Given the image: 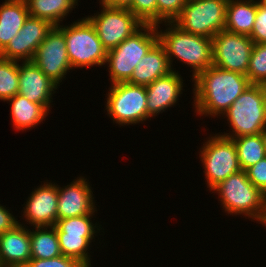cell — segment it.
<instances>
[{
	"label": "cell",
	"mask_w": 266,
	"mask_h": 267,
	"mask_svg": "<svg viewBox=\"0 0 266 267\" xmlns=\"http://www.w3.org/2000/svg\"><path fill=\"white\" fill-rule=\"evenodd\" d=\"M193 110L202 117L221 118L233 102L251 85L246 75L215 65L192 79ZM219 116V117H218Z\"/></svg>",
	"instance_id": "cell-1"
},
{
	"label": "cell",
	"mask_w": 266,
	"mask_h": 267,
	"mask_svg": "<svg viewBox=\"0 0 266 267\" xmlns=\"http://www.w3.org/2000/svg\"><path fill=\"white\" fill-rule=\"evenodd\" d=\"M161 24L165 25V29L162 30L160 24L156 25L159 42L165 48L172 71H177L173 67V60L177 59L176 61L190 67L192 80L213 65L211 38L183 31L174 22Z\"/></svg>",
	"instance_id": "cell-2"
},
{
	"label": "cell",
	"mask_w": 266,
	"mask_h": 267,
	"mask_svg": "<svg viewBox=\"0 0 266 267\" xmlns=\"http://www.w3.org/2000/svg\"><path fill=\"white\" fill-rule=\"evenodd\" d=\"M210 192L217 193L226 215L243 216L262 225L266 222V195L249 181L245 171L230 175Z\"/></svg>",
	"instance_id": "cell-3"
},
{
	"label": "cell",
	"mask_w": 266,
	"mask_h": 267,
	"mask_svg": "<svg viewBox=\"0 0 266 267\" xmlns=\"http://www.w3.org/2000/svg\"><path fill=\"white\" fill-rule=\"evenodd\" d=\"M222 118L227 120L231 131L218 134L226 138L260 134L266 127V85H249Z\"/></svg>",
	"instance_id": "cell-4"
},
{
	"label": "cell",
	"mask_w": 266,
	"mask_h": 267,
	"mask_svg": "<svg viewBox=\"0 0 266 267\" xmlns=\"http://www.w3.org/2000/svg\"><path fill=\"white\" fill-rule=\"evenodd\" d=\"M158 41L156 25L144 24L117 47L107 51L105 66H108L110 83L127 82L138 62Z\"/></svg>",
	"instance_id": "cell-5"
},
{
	"label": "cell",
	"mask_w": 266,
	"mask_h": 267,
	"mask_svg": "<svg viewBox=\"0 0 266 267\" xmlns=\"http://www.w3.org/2000/svg\"><path fill=\"white\" fill-rule=\"evenodd\" d=\"M64 34L72 71L88 67H105L107 50L91 22L83 17L68 25L57 26ZM75 68V69H74Z\"/></svg>",
	"instance_id": "cell-6"
},
{
	"label": "cell",
	"mask_w": 266,
	"mask_h": 267,
	"mask_svg": "<svg viewBox=\"0 0 266 267\" xmlns=\"http://www.w3.org/2000/svg\"><path fill=\"white\" fill-rule=\"evenodd\" d=\"M108 89L105 111L114 124L125 127L143 124L150 118L146 106V86L118 82L110 84Z\"/></svg>",
	"instance_id": "cell-7"
},
{
	"label": "cell",
	"mask_w": 266,
	"mask_h": 267,
	"mask_svg": "<svg viewBox=\"0 0 266 267\" xmlns=\"http://www.w3.org/2000/svg\"><path fill=\"white\" fill-rule=\"evenodd\" d=\"M199 149V158L206 179L205 184L209 191L230 175L241 170L233 139L216 132L211 133Z\"/></svg>",
	"instance_id": "cell-8"
},
{
	"label": "cell",
	"mask_w": 266,
	"mask_h": 267,
	"mask_svg": "<svg viewBox=\"0 0 266 267\" xmlns=\"http://www.w3.org/2000/svg\"><path fill=\"white\" fill-rule=\"evenodd\" d=\"M228 0H187L173 21L183 31L213 38L226 25Z\"/></svg>",
	"instance_id": "cell-9"
},
{
	"label": "cell",
	"mask_w": 266,
	"mask_h": 267,
	"mask_svg": "<svg viewBox=\"0 0 266 267\" xmlns=\"http://www.w3.org/2000/svg\"><path fill=\"white\" fill-rule=\"evenodd\" d=\"M99 12L86 16L94 26L103 47L109 51L133 35L144 24L128 9L99 3Z\"/></svg>",
	"instance_id": "cell-10"
},
{
	"label": "cell",
	"mask_w": 266,
	"mask_h": 267,
	"mask_svg": "<svg viewBox=\"0 0 266 267\" xmlns=\"http://www.w3.org/2000/svg\"><path fill=\"white\" fill-rule=\"evenodd\" d=\"M253 46L247 35L220 31L212 38L213 65L246 75Z\"/></svg>",
	"instance_id": "cell-11"
},
{
	"label": "cell",
	"mask_w": 266,
	"mask_h": 267,
	"mask_svg": "<svg viewBox=\"0 0 266 267\" xmlns=\"http://www.w3.org/2000/svg\"><path fill=\"white\" fill-rule=\"evenodd\" d=\"M32 61L60 87V83L65 80L66 74L72 70V67L67 54L64 34L57 26H53L37 47Z\"/></svg>",
	"instance_id": "cell-12"
},
{
	"label": "cell",
	"mask_w": 266,
	"mask_h": 267,
	"mask_svg": "<svg viewBox=\"0 0 266 267\" xmlns=\"http://www.w3.org/2000/svg\"><path fill=\"white\" fill-rule=\"evenodd\" d=\"M26 203V204H25ZM21 211L22 218L26 222H19L20 225L30 227L55 226L57 222L58 208V184L46 180L41 181L27 197Z\"/></svg>",
	"instance_id": "cell-13"
},
{
	"label": "cell",
	"mask_w": 266,
	"mask_h": 267,
	"mask_svg": "<svg viewBox=\"0 0 266 267\" xmlns=\"http://www.w3.org/2000/svg\"><path fill=\"white\" fill-rule=\"evenodd\" d=\"M92 190L85 176L74 178L66 186L58 185L57 220L81 215H95L98 210Z\"/></svg>",
	"instance_id": "cell-14"
},
{
	"label": "cell",
	"mask_w": 266,
	"mask_h": 267,
	"mask_svg": "<svg viewBox=\"0 0 266 267\" xmlns=\"http://www.w3.org/2000/svg\"><path fill=\"white\" fill-rule=\"evenodd\" d=\"M53 25L45 20L29 15L17 35L0 52V57L15 61H32L37 47L46 38Z\"/></svg>",
	"instance_id": "cell-15"
},
{
	"label": "cell",
	"mask_w": 266,
	"mask_h": 267,
	"mask_svg": "<svg viewBox=\"0 0 266 267\" xmlns=\"http://www.w3.org/2000/svg\"><path fill=\"white\" fill-rule=\"evenodd\" d=\"M18 75V94L33 103L42 104L51 113L53 95L59 86L49 79L33 61H18Z\"/></svg>",
	"instance_id": "cell-16"
},
{
	"label": "cell",
	"mask_w": 266,
	"mask_h": 267,
	"mask_svg": "<svg viewBox=\"0 0 266 267\" xmlns=\"http://www.w3.org/2000/svg\"><path fill=\"white\" fill-rule=\"evenodd\" d=\"M179 71H172L168 75L156 79L146 86L147 113L151 118H156L168 108L175 107L179 97L183 94L184 82Z\"/></svg>",
	"instance_id": "cell-17"
},
{
	"label": "cell",
	"mask_w": 266,
	"mask_h": 267,
	"mask_svg": "<svg viewBox=\"0 0 266 267\" xmlns=\"http://www.w3.org/2000/svg\"><path fill=\"white\" fill-rule=\"evenodd\" d=\"M30 227L18 224L0 234V267H24L31 259Z\"/></svg>",
	"instance_id": "cell-18"
},
{
	"label": "cell",
	"mask_w": 266,
	"mask_h": 267,
	"mask_svg": "<svg viewBox=\"0 0 266 267\" xmlns=\"http://www.w3.org/2000/svg\"><path fill=\"white\" fill-rule=\"evenodd\" d=\"M170 72H172V69L165 48L158 41L138 62L127 82L134 85L147 86Z\"/></svg>",
	"instance_id": "cell-19"
},
{
	"label": "cell",
	"mask_w": 266,
	"mask_h": 267,
	"mask_svg": "<svg viewBox=\"0 0 266 267\" xmlns=\"http://www.w3.org/2000/svg\"><path fill=\"white\" fill-rule=\"evenodd\" d=\"M6 102H10L11 124L16 131L33 129L43 123L50 114L42 104L33 103L20 94H16Z\"/></svg>",
	"instance_id": "cell-20"
},
{
	"label": "cell",
	"mask_w": 266,
	"mask_h": 267,
	"mask_svg": "<svg viewBox=\"0 0 266 267\" xmlns=\"http://www.w3.org/2000/svg\"><path fill=\"white\" fill-rule=\"evenodd\" d=\"M28 17L25 0H5L0 5V52L19 33Z\"/></svg>",
	"instance_id": "cell-21"
},
{
	"label": "cell",
	"mask_w": 266,
	"mask_h": 267,
	"mask_svg": "<svg viewBox=\"0 0 266 267\" xmlns=\"http://www.w3.org/2000/svg\"><path fill=\"white\" fill-rule=\"evenodd\" d=\"M257 14V0H229L224 30L250 36Z\"/></svg>",
	"instance_id": "cell-22"
},
{
	"label": "cell",
	"mask_w": 266,
	"mask_h": 267,
	"mask_svg": "<svg viewBox=\"0 0 266 267\" xmlns=\"http://www.w3.org/2000/svg\"><path fill=\"white\" fill-rule=\"evenodd\" d=\"M79 0H25L29 15L58 26L78 6Z\"/></svg>",
	"instance_id": "cell-23"
},
{
	"label": "cell",
	"mask_w": 266,
	"mask_h": 267,
	"mask_svg": "<svg viewBox=\"0 0 266 267\" xmlns=\"http://www.w3.org/2000/svg\"><path fill=\"white\" fill-rule=\"evenodd\" d=\"M30 240L31 258L51 259L62 255L55 226L31 228Z\"/></svg>",
	"instance_id": "cell-24"
},
{
	"label": "cell",
	"mask_w": 266,
	"mask_h": 267,
	"mask_svg": "<svg viewBox=\"0 0 266 267\" xmlns=\"http://www.w3.org/2000/svg\"><path fill=\"white\" fill-rule=\"evenodd\" d=\"M241 170L255 165L266 157L261 134L233 138Z\"/></svg>",
	"instance_id": "cell-25"
},
{
	"label": "cell",
	"mask_w": 266,
	"mask_h": 267,
	"mask_svg": "<svg viewBox=\"0 0 266 267\" xmlns=\"http://www.w3.org/2000/svg\"><path fill=\"white\" fill-rule=\"evenodd\" d=\"M57 235L62 255L78 260L85 267H92V255L89 253L91 248L89 247L92 246V242H95V240H93L95 237L66 235L64 232H57Z\"/></svg>",
	"instance_id": "cell-26"
},
{
	"label": "cell",
	"mask_w": 266,
	"mask_h": 267,
	"mask_svg": "<svg viewBox=\"0 0 266 267\" xmlns=\"http://www.w3.org/2000/svg\"><path fill=\"white\" fill-rule=\"evenodd\" d=\"M92 218L96 217L94 215H81L77 217L57 220L55 224L56 232H64L66 233V235H74L80 237H96L98 235H101L100 230H102L101 232H103L104 228L99 223V221L98 223L94 221L95 219H93L92 221Z\"/></svg>",
	"instance_id": "cell-27"
},
{
	"label": "cell",
	"mask_w": 266,
	"mask_h": 267,
	"mask_svg": "<svg viewBox=\"0 0 266 267\" xmlns=\"http://www.w3.org/2000/svg\"><path fill=\"white\" fill-rule=\"evenodd\" d=\"M18 90V61L0 57V100H9L18 94Z\"/></svg>",
	"instance_id": "cell-28"
},
{
	"label": "cell",
	"mask_w": 266,
	"mask_h": 267,
	"mask_svg": "<svg viewBox=\"0 0 266 267\" xmlns=\"http://www.w3.org/2000/svg\"><path fill=\"white\" fill-rule=\"evenodd\" d=\"M246 76L251 84L266 85V44L254 43Z\"/></svg>",
	"instance_id": "cell-29"
},
{
	"label": "cell",
	"mask_w": 266,
	"mask_h": 267,
	"mask_svg": "<svg viewBox=\"0 0 266 267\" xmlns=\"http://www.w3.org/2000/svg\"><path fill=\"white\" fill-rule=\"evenodd\" d=\"M128 9L143 24L157 25V0H134Z\"/></svg>",
	"instance_id": "cell-30"
},
{
	"label": "cell",
	"mask_w": 266,
	"mask_h": 267,
	"mask_svg": "<svg viewBox=\"0 0 266 267\" xmlns=\"http://www.w3.org/2000/svg\"><path fill=\"white\" fill-rule=\"evenodd\" d=\"M187 0H157V24L173 22L181 13Z\"/></svg>",
	"instance_id": "cell-31"
},
{
	"label": "cell",
	"mask_w": 266,
	"mask_h": 267,
	"mask_svg": "<svg viewBox=\"0 0 266 267\" xmlns=\"http://www.w3.org/2000/svg\"><path fill=\"white\" fill-rule=\"evenodd\" d=\"M24 267H85L78 260L64 255H60L51 259H34L30 261Z\"/></svg>",
	"instance_id": "cell-32"
},
{
	"label": "cell",
	"mask_w": 266,
	"mask_h": 267,
	"mask_svg": "<svg viewBox=\"0 0 266 267\" xmlns=\"http://www.w3.org/2000/svg\"><path fill=\"white\" fill-rule=\"evenodd\" d=\"M254 43L266 44V8L257 0V14L251 35Z\"/></svg>",
	"instance_id": "cell-33"
},
{
	"label": "cell",
	"mask_w": 266,
	"mask_h": 267,
	"mask_svg": "<svg viewBox=\"0 0 266 267\" xmlns=\"http://www.w3.org/2000/svg\"><path fill=\"white\" fill-rule=\"evenodd\" d=\"M249 181L266 195V157L245 170Z\"/></svg>",
	"instance_id": "cell-34"
},
{
	"label": "cell",
	"mask_w": 266,
	"mask_h": 267,
	"mask_svg": "<svg viewBox=\"0 0 266 267\" xmlns=\"http://www.w3.org/2000/svg\"><path fill=\"white\" fill-rule=\"evenodd\" d=\"M16 217L6 206L0 204V234L14 229L19 224L20 220Z\"/></svg>",
	"instance_id": "cell-35"
},
{
	"label": "cell",
	"mask_w": 266,
	"mask_h": 267,
	"mask_svg": "<svg viewBox=\"0 0 266 267\" xmlns=\"http://www.w3.org/2000/svg\"><path fill=\"white\" fill-rule=\"evenodd\" d=\"M133 1L134 0H99V3L110 7L129 8Z\"/></svg>",
	"instance_id": "cell-36"
},
{
	"label": "cell",
	"mask_w": 266,
	"mask_h": 267,
	"mask_svg": "<svg viewBox=\"0 0 266 267\" xmlns=\"http://www.w3.org/2000/svg\"><path fill=\"white\" fill-rule=\"evenodd\" d=\"M260 134H261L263 145L265 147V152H266V127L261 131Z\"/></svg>",
	"instance_id": "cell-37"
},
{
	"label": "cell",
	"mask_w": 266,
	"mask_h": 267,
	"mask_svg": "<svg viewBox=\"0 0 266 267\" xmlns=\"http://www.w3.org/2000/svg\"><path fill=\"white\" fill-rule=\"evenodd\" d=\"M259 3L266 8V0H258Z\"/></svg>",
	"instance_id": "cell-38"
}]
</instances>
